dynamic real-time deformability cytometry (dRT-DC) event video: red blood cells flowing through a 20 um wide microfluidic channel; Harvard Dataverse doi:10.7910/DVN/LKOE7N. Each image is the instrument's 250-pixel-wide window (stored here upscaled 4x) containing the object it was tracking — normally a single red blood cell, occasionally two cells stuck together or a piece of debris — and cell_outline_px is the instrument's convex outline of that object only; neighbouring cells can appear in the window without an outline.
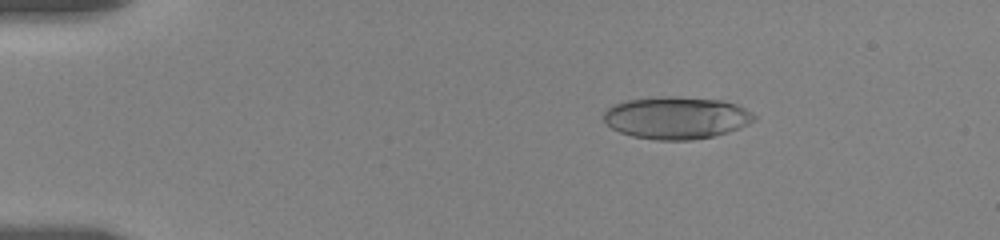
{"species": "human", "species_latin": "Homo sapiens", "temperature_condition": "room temperature", "stored_images_in_passage": 56, "camera_frame_rate_fps": 3000, "um_per_image_px": 0.085, "donor": {"sex": "female"}, "frame": {"image": 1, "passage_image": 1, "time_ms": 0.0, "image_size_px": [1000, 240], "cell_outline_px": [[756, 120], [740, 128], [728, 132], [712, 136], [692, 140], [656, 140], [632, 136], [620, 132], [612, 128], [604, 120], [604, 112], [612, 104], [628, 100], [656, 96], [680, 96], [724, 100], [736, 104], [752, 112], [756, 116]], "centroid_in_image_um": [57.51, 10.0], "position_along_channel_um": 27.5, "area_um2": 37.4}}
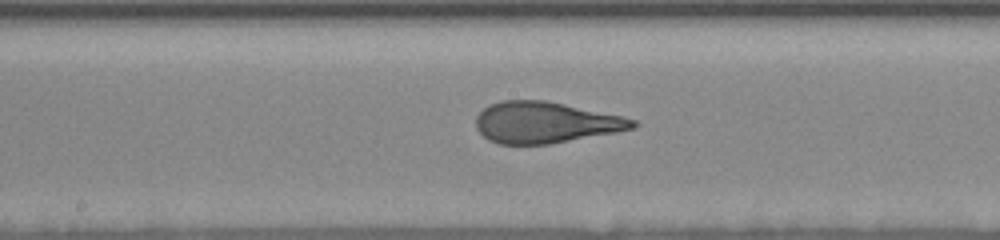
{"frame": {"image": 2, "passage_image": 19, "time_ms": 7.0, "image_size_px": [1000, 240], "cell_outline_px": [[640, 124], [636, 128], [616, 132], [548, 144], [496, 144], [488, 140], [476, 128], [476, 116], [488, 104], [500, 100], [544, 100], [624, 116], [636, 120]], "centroid_in_image_um": [46.36, 10.4], "position_along_channel_um": 201.8, "area_um2": 37.8}}
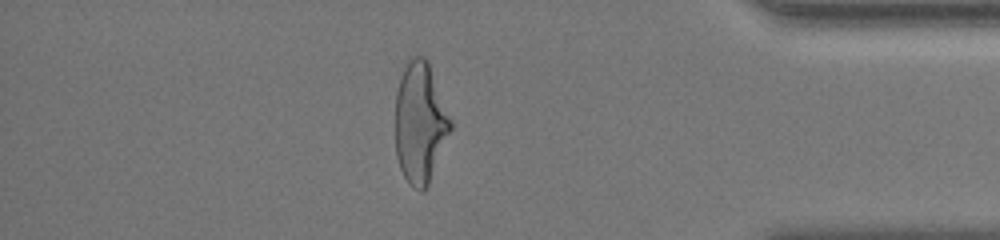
{"frame": {"image": 3, "passage_image": 41, "time_ms": 13.333, "image_size_px": [1000, 240], "cell_outline_px": [[452, 128], [428, 184], [420, 192], [412, 188], [408, 184], [400, 168], [396, 156], [396, 92], [404, 68], [408, 60], [412, 56], [424, 56], [428, 60], [452, 120]], "centroid_in_image_um": [35.71, 10.43], "position_along_channel_um": 399.5, "area_um2": 38.84}, "authors_computed_cell_mechanics": {"area_um2": 38.5815, "velocity_mm_per_s": 3.544, "shape_relaxation_time_tau1_ms": 5.4281, "shape_relaxation_time_tau2_ms": 0.8921, "deformation_change_tau1": 0.2177, "deformation_change_tau2": 0.0952}}